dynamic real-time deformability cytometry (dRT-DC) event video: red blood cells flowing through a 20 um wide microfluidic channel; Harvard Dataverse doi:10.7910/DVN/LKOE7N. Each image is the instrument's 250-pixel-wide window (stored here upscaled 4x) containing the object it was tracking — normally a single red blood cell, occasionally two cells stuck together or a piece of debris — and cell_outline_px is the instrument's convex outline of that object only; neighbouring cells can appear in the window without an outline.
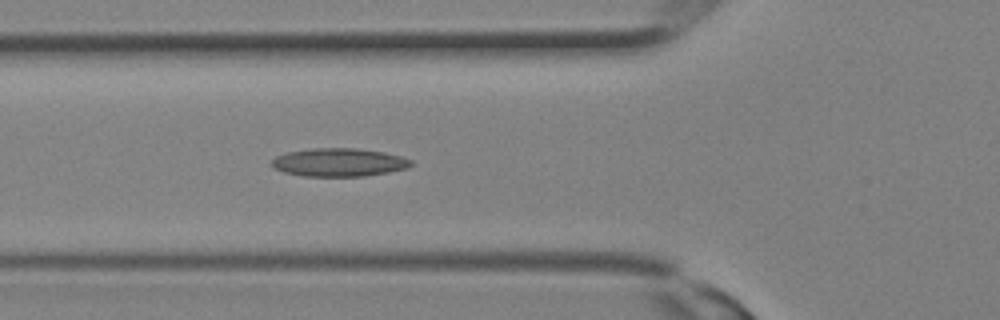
{"species": "Egyptian fruit bat (a non-hibernating species)", "species_latin": "Rousettus aegyptiacus", "temperature_condition": "room temperature", "stored_images_in_passage": 14, "camera_frame_rate_fps": 3000, "um_per_image_px": 0.085, "animal": {"sex": "female"}, "frame": {"image": 1, "passage_image": 12, "time_ms": 3.667, "image_size_px": [1000, 320], "cell_outline_px": [[412, 164], [408, 168], [388, 172], [364, 176], [304, 176], [284, 172], [272, 168], [272, 160], [276, 156], [288, 152], [312, 148], [356, 148], [384, 152], [400, 156], [412, 160]], "centroid_in_image_um": [28.81, 13.8], "position_along_channel_um": 97.0, "area_um2": 22.89}}
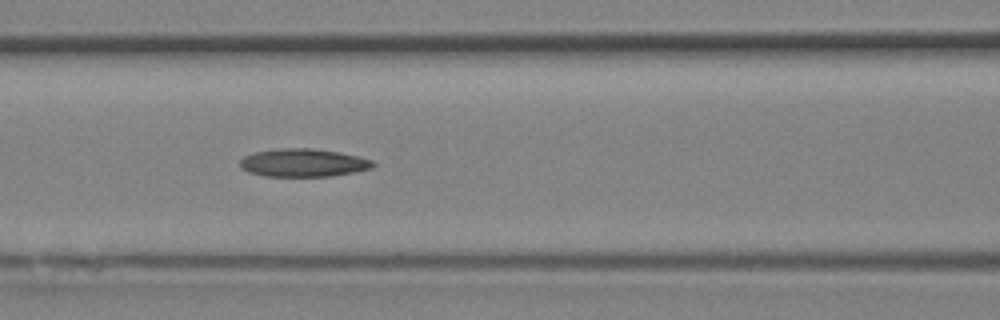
{"frame": {"image": 2, "passage_image": 14, "time_ms": 4.333, "image_size_px": [1000, 320], "cell_outline_px": [[376, 164], [372, 168], [356, 172], [332, 176], [264, 176], [248, 172], [240, 168], [240, 160], [244, 156], [252, 152], [276, 148], [312, 148], [340, 152], [372, 160]], "centroid_in_image_um": [25.75, 13.83], "position_along_channel_um": 140.8, "area_um2": 21.96}}